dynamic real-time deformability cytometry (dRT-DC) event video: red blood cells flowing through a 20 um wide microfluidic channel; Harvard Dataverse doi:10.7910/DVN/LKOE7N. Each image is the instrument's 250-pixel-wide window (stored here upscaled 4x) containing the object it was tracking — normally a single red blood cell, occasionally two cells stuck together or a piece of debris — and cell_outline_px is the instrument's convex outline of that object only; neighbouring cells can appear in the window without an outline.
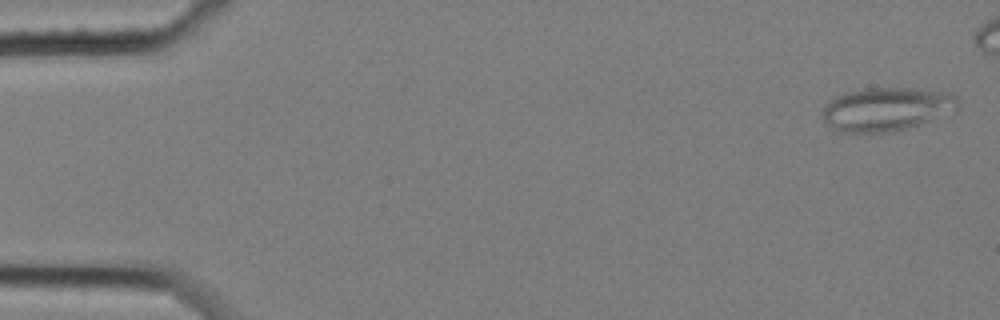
{"species": "common noctule bat (a hibernating species)", "species_latin": "Nyctalus noctula", "temperature_condition": "cold", "stored_images_in_passage": 52, "segment_of_instrument_passage": [1, 2], "camera_frame_rate_fps": 3000, "um_per_image_px": 0.085, "animal": {"sex": "female", "body_mass_g": 25.1}, "frame": {"image": 1, "passage_image": 2, "time_ms": 0.333, "image_size_px": [1000, 320], "cell_outline_px": [[960, 108], [920, 124], [892, 132], [840, 132], [828, 124], [824, 120], [824, 108], [836, 96], [844, 92], [864, 88], [916, 88], [952, 92], [956, 96], [960, 104]], "centroid_in_image_um": [75.41, 9.25], "position_along_channel_um": 9.6, "area_um2": 34.28}}